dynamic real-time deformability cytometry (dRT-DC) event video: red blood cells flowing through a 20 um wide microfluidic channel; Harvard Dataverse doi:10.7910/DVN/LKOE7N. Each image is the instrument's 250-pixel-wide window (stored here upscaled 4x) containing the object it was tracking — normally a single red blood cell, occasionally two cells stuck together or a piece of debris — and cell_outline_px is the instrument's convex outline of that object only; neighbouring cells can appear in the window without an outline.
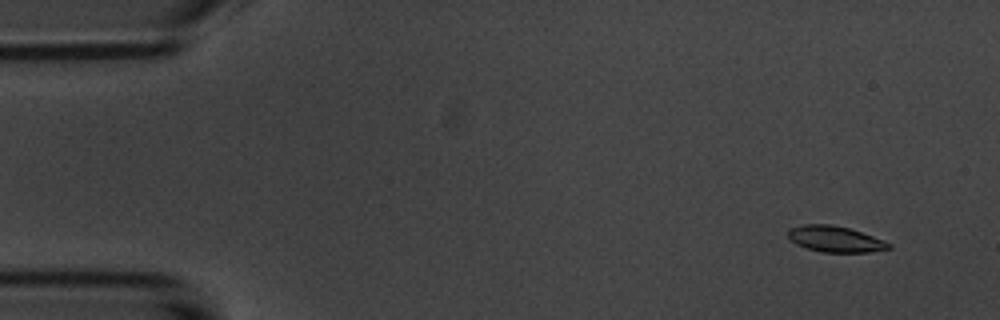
{"species": "common noctule bat (a hibernating species)", "species_latin": "Nyctalus noctula", "temperature_condition": "room temperature", "stored_images_in_passage": 5, "camera_frame_rate_fps": 3000, "um_per_image_px": 0.085, "animal": {"sex": "male", "body_mass_g": 20.1, "forearm_length_mm": 53.5}, "frame": {"image": 1, "passage_image": 2, "time_ms": 1.0, "image_size_px": [1000, 320], "cell_outline_px": [[892, 248], [868, 252], [820, 252], [796, 244], [788, 236], [788, 228], [804, 224], [832, 224], [848, 228], [884, 240], [892, 244]], "centroid_in_image_um": [70.99, 20.32], "position_along_channel_um": 14.0, "area_um2": 15.2}}
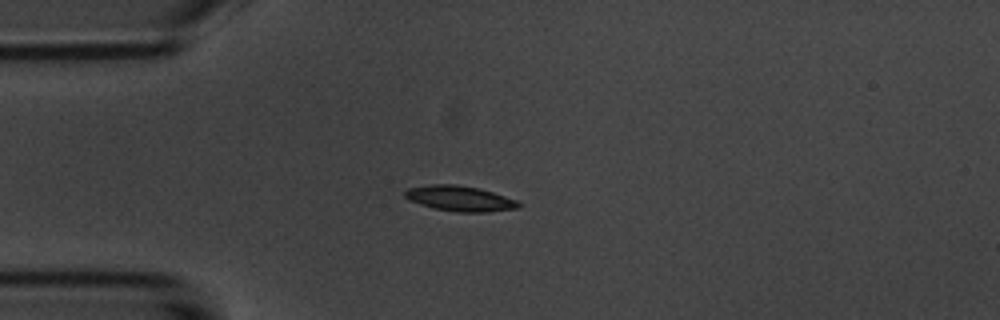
{"frame": {"image": 2, "passage_image": 5, "time_ms": 4.333, "image_size_px": [1000, 320], "cell_outline_px": [[520, 208], [488, 212], [456, 212], [432, 208], [408, 200], [404, 196], [404, 192], [408, 188], [432, 184], [456, 184], [480, 188], [516, 200], [520, 204]], "centroid_in_image_um": [39.07, 16.87], "position_along_channel_um": 45.9, "area_um2": 16.88}}